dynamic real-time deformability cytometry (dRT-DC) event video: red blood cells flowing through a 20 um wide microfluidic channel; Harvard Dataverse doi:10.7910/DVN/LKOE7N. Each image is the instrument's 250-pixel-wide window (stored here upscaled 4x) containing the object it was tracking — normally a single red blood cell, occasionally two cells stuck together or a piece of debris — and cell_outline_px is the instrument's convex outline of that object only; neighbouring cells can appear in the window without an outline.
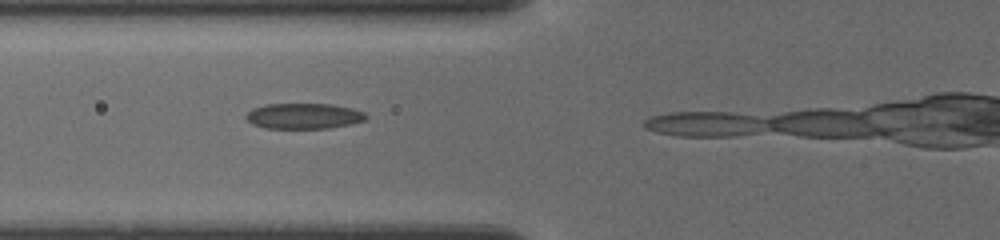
{"species": "common noctule bat (a hibernating species)", "species_latin": "Nyctalus noctula", "temperature_condition": "cold", "stored_images_in_passage": 3, "camera_frame_rate_fps": 3000, "um_per_image_px": 0.085, "animal": {"sex": "female", "body_mass_g": 19.5, "forearm_length_mm": 54.1}, "frame": {"image": 1, "passage_image": 2, "time_ms": 1.333, "image_size_px": [1000, 240], "cell_outline_px": [[368, 116], [364, 120], [348, 124], [328, 128], [264, 128], [252, 124], [244, 116], [248, 112], [256, 108], [268, 104], [332, 104], [352, 108], [364, 112]], "centroid_in_image_um": [25.82, 9.86], "position_along_channel_um": 100.0, "area_um2": 17.69}}